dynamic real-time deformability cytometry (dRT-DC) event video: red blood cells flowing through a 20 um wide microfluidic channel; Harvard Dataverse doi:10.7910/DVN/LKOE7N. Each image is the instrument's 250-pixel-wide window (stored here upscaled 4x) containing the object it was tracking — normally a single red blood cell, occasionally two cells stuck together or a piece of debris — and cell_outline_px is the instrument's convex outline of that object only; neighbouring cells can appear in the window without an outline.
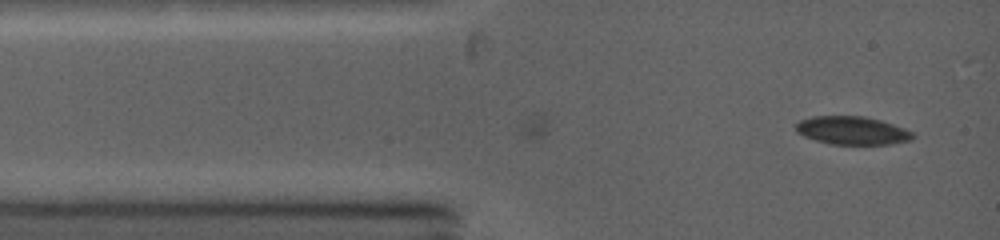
{"species": "common noctule bat (a hibernating species)", "species_latin": "Nyctalus noctula", "temperature_condition": "warm", "stored_images_in_passage": 4, "camera_frame_rate_fps": 5000, "um_per_image_px": 0.085, "animal": {"sex": "female", "body_mass_g": 19.0, "forearm_length_mm": 53.3}, "frame": {"image": 1, "passage_image": 1, "time_ms": 0.0, "image_size_px": [1000, 240], "cell_outline_px": [[916, 136], [912, 140], [888, 144], [828, 144], [804, 136], [796, 132], [796, 124], [800, 120], [812, 116], [864, 116], [880, 120], [904, 128], [912, 132]], "centroid_in_image_um": [72.43, 11.09], "position_along_channel_um": 12.6, "area_um2": 19.19}}